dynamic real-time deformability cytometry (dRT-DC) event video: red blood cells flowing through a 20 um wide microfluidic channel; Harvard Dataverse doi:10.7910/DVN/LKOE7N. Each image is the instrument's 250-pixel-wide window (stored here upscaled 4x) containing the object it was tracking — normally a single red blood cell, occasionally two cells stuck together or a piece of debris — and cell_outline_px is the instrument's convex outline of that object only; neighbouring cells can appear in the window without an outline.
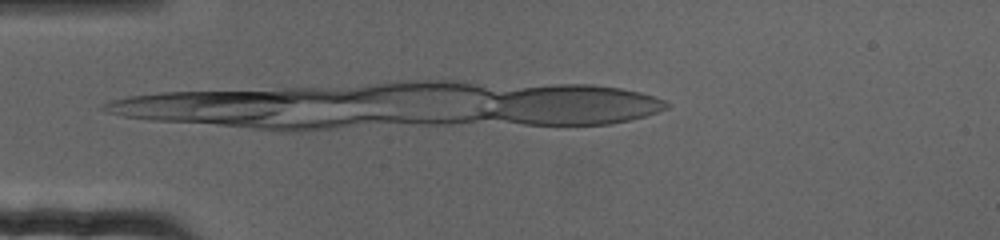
{"species": "human", "species_latin": "Homo sapiens", "temperature_condition": "cold", "stored_images_in_passage": 33, "camera_frame_rate_fps": 3000, "um_per_image_px": 0.085, "donor": {"sex": "female"}, "frame": {"image": 1, "passage_image": 1, "time_ms": 0.0, "image_size_px": [1000, 240], "cell_outline_px": [[644, 96], [504, 116], [476, 116], [484, 92], [528, 88], [612, 88], [632, 92]], "centroid_in_image_um": [46.32, 8.46], "position_along_channel_um": 38.7, "area_um2": 21.5}}